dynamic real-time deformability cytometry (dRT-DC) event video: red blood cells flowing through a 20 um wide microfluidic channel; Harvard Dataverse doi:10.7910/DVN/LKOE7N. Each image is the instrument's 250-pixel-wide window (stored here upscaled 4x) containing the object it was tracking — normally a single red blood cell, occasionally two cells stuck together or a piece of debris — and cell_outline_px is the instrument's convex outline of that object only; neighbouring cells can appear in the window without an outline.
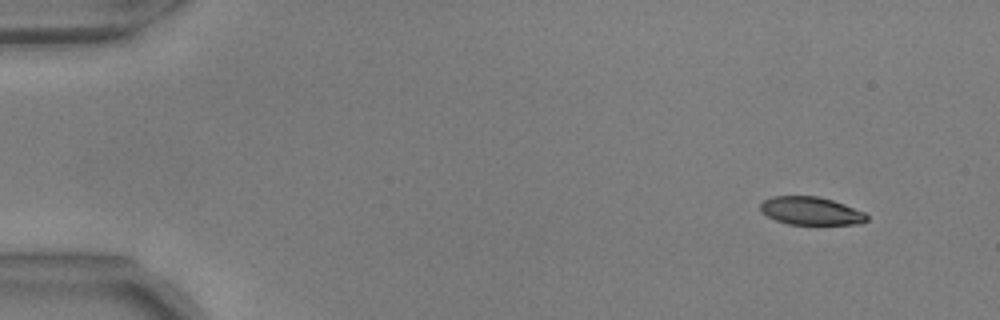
{"species": "common noctule bat (a hibernating species)", "species_latin": "Nyctalus noctula", "temperature_condition": "warm", "stored_images_in_passage": 51, "camera_frame_rate_fps": 3000, "um_per_image_px": 0.085, "animal": {"sex": "male", "body_mass_g": 17.9, "forearm_length_mm": 54.2}, "frame": {"image": 1, "passage_image": 1, "time_ms": 0.0, "image_size_px": [1000, 320], "cell_outline_px": [[868, 220], [860, 224], [788, 224], [776, 220], [760, 212], [760, 204], [764, 200], [772, 196], [820, 196], [844, 204], [864, 212], [868, 216]], "centroid_in_image_um": [68.92, 17.92], "position_along_channel_um": 16.1, "area_um2": 17.4}}
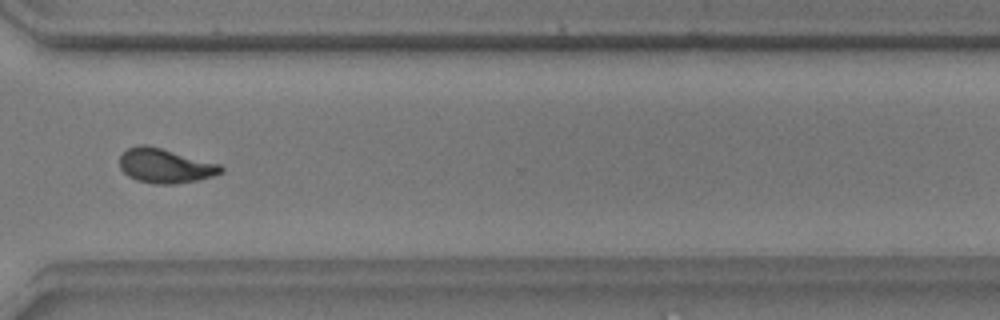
{"frame": {"image": 2, "passage_image": 38, "time_ms": 12.333, "image_size_px": [1000, 320], "cell_outline_px": [[224, 172], [212, 176], [196, 180], [172, 184], [156, 184], [136, 180], [128, 176], [120, 168], [120, 156], [128, 148], [140, 144], [148, 144], [220, 164], [224, 168]], "centroid_in_image_um": [14.04, 14.08], "position_along_channel_um": 356.6, "area_um2": 20.35}}
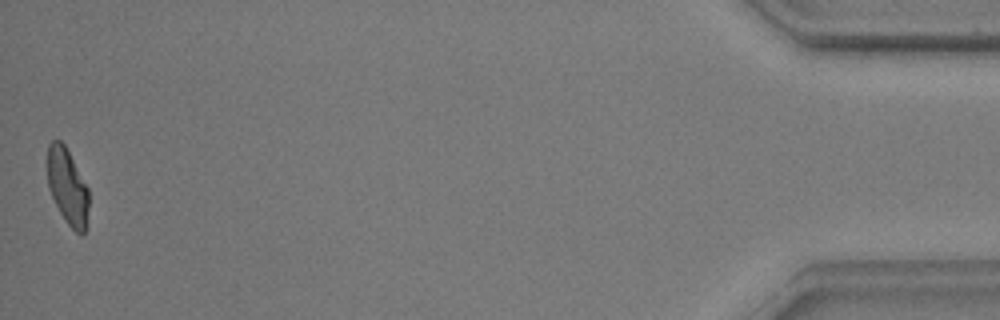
{"frame": {"image": 3, "passage_image": 51, "time_ms": 16.667, "image_size_px": [1000, 320], "cell_outline_px": [[88, 224], [84, 232], [80, 236], [68, 224], [60, 212], [48, 188], [48, 144], [52, 140], [60, 140], [64, 144], [88, 188]], "centroid_in_image_um": [5.75, 15.89], "position_along_channel_um": 429.5, "area_um2": 18.15}, "authors_computed_cell_mechanics": {"area_um2": 19.7676, "velocity_mm_per_s": 3.6959, "shape_relaxation_time_tau1_ms": 3.5333, "shape_relaxation_time_tau2_ms": 1.5178, "deformation_change_tau1": 0.1648, "deformation_change_tau2": 0.0805}}